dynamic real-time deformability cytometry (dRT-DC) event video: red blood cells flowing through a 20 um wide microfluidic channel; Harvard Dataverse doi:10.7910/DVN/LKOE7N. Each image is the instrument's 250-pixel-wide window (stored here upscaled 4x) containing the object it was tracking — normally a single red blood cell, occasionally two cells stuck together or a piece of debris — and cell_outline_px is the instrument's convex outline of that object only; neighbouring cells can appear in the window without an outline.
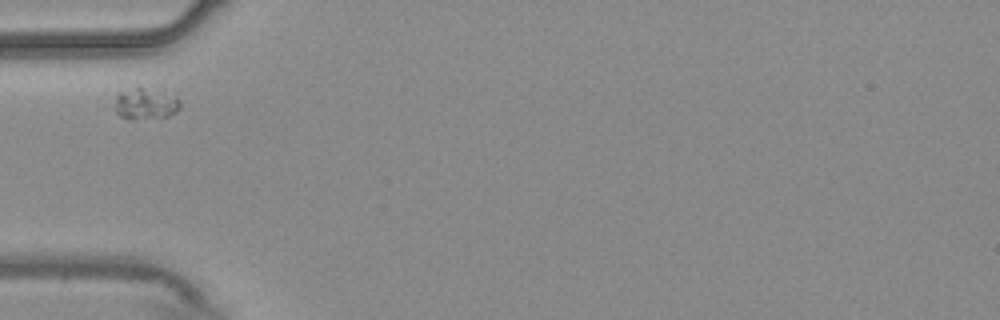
{"species": "common noctule bat (a hibernating species)", "species_latin": "Nyctalus noctula", "temperature_condition": "warm", "stored_images_in_passage": 32, "camera_frame_rate_fps": 3000, "um_per_image_px": 0.085, "animal": {"sex": "male", "body_mass_g": 20.4}, "frame": {"image": 1, "passage_image": 1, "time_ms": 0.0, "image_size_px": [1000, 320], "cell_outline_px": [[180, 108], [176, 112], [168, 116], [132, 120], [128, 120], [120, 116], [116, 112], [116, 96], [120, 92], [136, 84], [140, 84], [180, 100]], "centroid_in_image_um": [12.32, 8.8], "position_along_channel_um": 72.7, "area_um2": 12.14}}
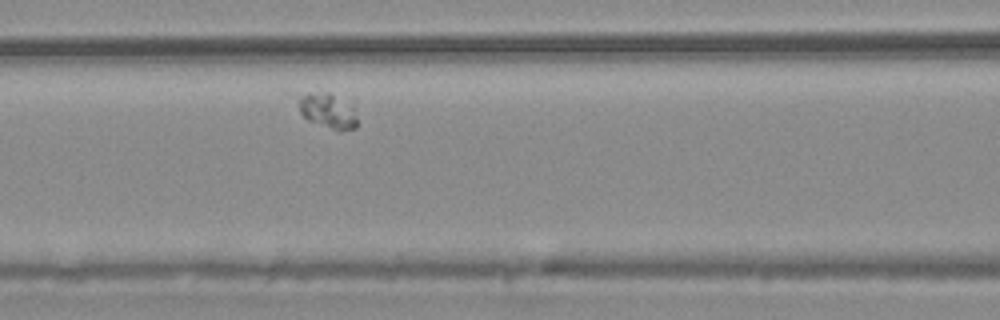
{"frame": {"image": 2, "passage_image": 7, "time_ms": 2.0, "image_size_px": [1000, 320], "cell_outline_px": [[356, 128], [340, 132], [336, 132], [308, 120], [300, 112], [296, 96], [308, 92], [328, 92], [352, 100], [356, 116]], "centroid_in_image_um": [27.89, 9.4], "position_along_channel_um": 138.7, "area_um2": 12.83}}
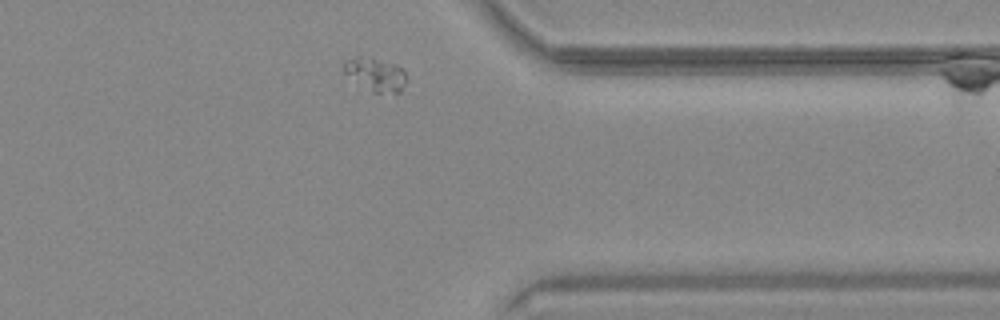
{"frame": {"image": 3, "passage_image": 29, "time_ms": 9.333, "image_size_px": [1000, 320], "cell_outline_px": [[408, 80], [400, 92], [372, 92], [344, 72], [344, 64], [348, 60], [356, 56], [360, 56], [396, 64], [404, 72]], "centroid_in_image_um": [31.97, 6.33], "position_along_channel_um": 379.4, "area_um2": 11.68}}